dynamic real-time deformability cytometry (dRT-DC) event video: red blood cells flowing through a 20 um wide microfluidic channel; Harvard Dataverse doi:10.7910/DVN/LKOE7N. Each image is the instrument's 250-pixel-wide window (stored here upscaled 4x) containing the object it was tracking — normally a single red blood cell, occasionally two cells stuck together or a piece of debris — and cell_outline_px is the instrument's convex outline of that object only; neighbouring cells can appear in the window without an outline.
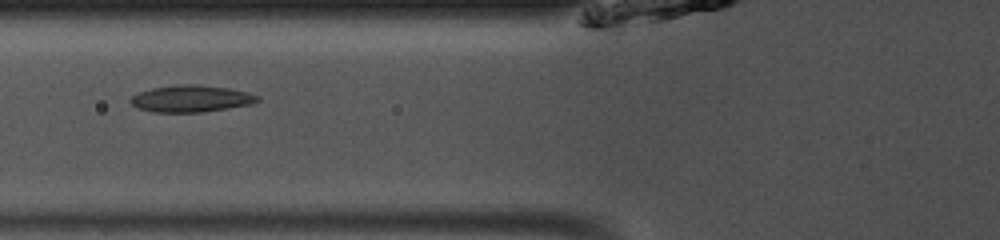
{"species": "common noctule bat (a hibernating species)", "species_latin": "Nyctalus noctula", "temperature_condition": "room temperature", "stored_images_in_passage": 29, "camera_frame_rate_fps": 3000, "um_per_image_px": 0.085, "animal": {"sex": "male", "body_mass_g": 13.0, "forearm_length_mm": 53.1}, "frame": {"image": 1, "passage_image": 5, "time_ms": 1.333, "image_size_px": [1000, 240], "cell_outline_px": [[260, 100], [248, 104], [228, 108], [204, 112], [152, 112], [136, 108], [128, 100], [132, 96], [140, 92], [152, 88], [176, 84], [196, 84], [228, 88], [248, 92], [260, 96]], "centroid_in_image_um": [16.21, 8.38], "position_along_channel_um": 109.6, "area_um2": 19.88}}
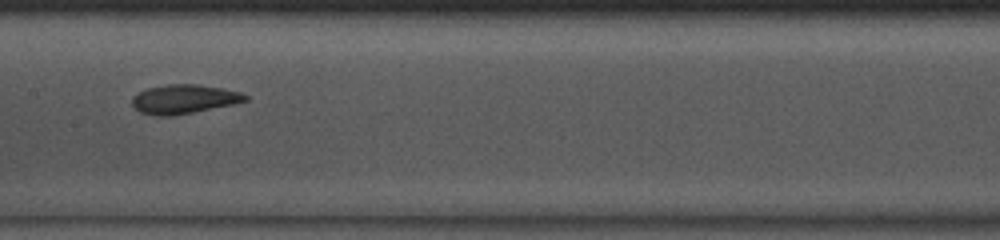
{"frame": {"image": 2, "passage_image": 11, "time_ms": 3.333, "image_size_px": [1000, 240], "cell_outline_px": [[248, 100], [232, 104], [192, 112], [168, 116], [156, 116], [140, 112], [132, 104], [132, 96], [148, 88], [168, 84], [196, 84], [220, 88], [240, 92], [248, 96]], "centroid_in_image_um": [15.61, 8.42], "position_along_channel_um": 191.8, "area_um2": 18.84}}
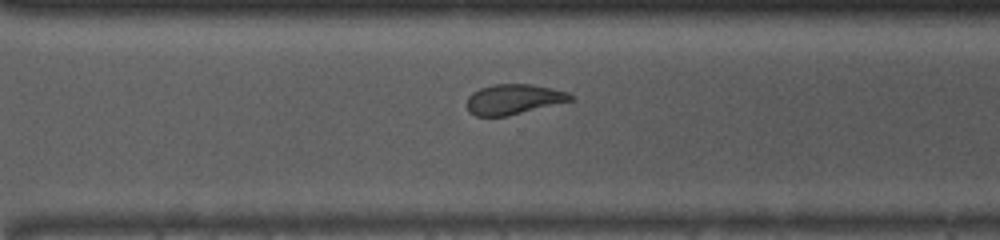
{"frame": {"image": 3, "passage_image": 21, "time_ms": 6.667, "image_size_px": [1000, 240], "cell_outline_px": [[576, 100], [508, 116], [476, 116], [468, 112], [468, 96], [472, 92], [480, 88], [492, 84], [532, 84], [568, 92]], "centroid_in_image_um": [43.68, 8.44], "position_along_channel_um": 326.9, "area_um2": 18.38}, "authors_computed_cell_mechanics": {"area_um2": 18.8428, "velocity_mm_per_s": 4.0775, "shape_relaxation_time_tau1_ms": 5.194, "shape_relaxation_time_tau2_ms": 3.1626, "deformation_change_tau1": 0.1452, "deformation_change_tau2": 0.0913}}